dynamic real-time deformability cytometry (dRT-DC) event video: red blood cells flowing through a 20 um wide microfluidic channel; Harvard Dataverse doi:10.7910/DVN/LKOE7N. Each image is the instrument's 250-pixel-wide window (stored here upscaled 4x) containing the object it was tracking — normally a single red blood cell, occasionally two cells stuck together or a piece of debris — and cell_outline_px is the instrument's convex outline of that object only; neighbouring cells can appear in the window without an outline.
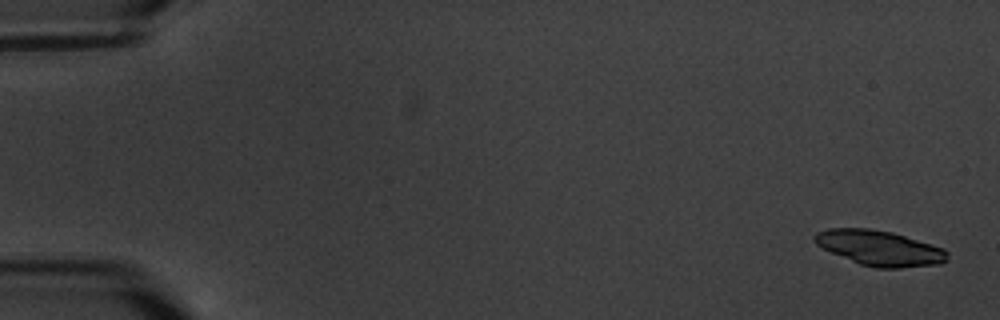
{"species": "common noctule bat (a hibernating species)", "species_latin": "Nyctalus noctula", "temperature_condition": "warm", "stored_images_in_passage": 16, "camera_frame_rate_fps": 3000, "um_per_image_px": 0.085, "animal": {"sex": "male", "body_mass_g": 20.1, "forearm_length_mm": 53.5}, "frame": {"image": 1, "passage_image": 1, "time_ms": 0.0, "image_size_px": [1000, 320], "cell_outline_px": [[948, 260], [940, 264], [900, 268], [876, 268], [860, 264], [832, 252], [816, 244], [812, 240], [812, 236], [816, 232], [828, 228], [868, 228], [892, 232], [944, 248], [948, 252]], "centroid_in_image_um": [74.77, 21.08], "position_along_channel_um": 10.2, "area_um2": 27.22}}
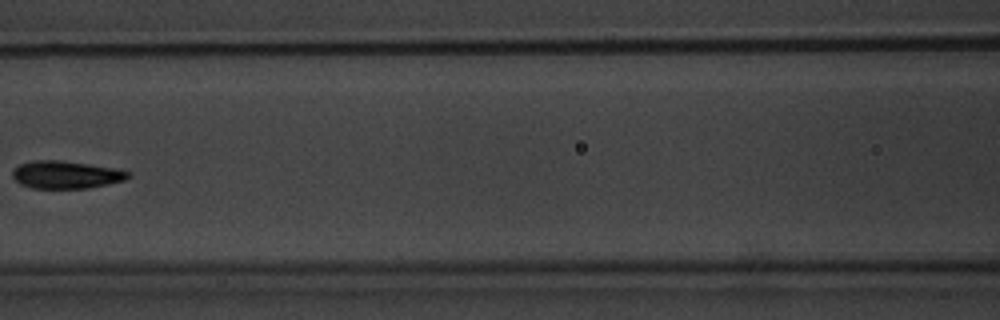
{"frame": {"image": 2, "passage_image": 8, "time_ms": 9.0, "image_size_px": [1000, 320], "cell_outline_px": [[132, 176], [124, 180], [108, 184], [88, 188], [32, 188], [20, 184], [12, 176], [12, 172], [20, 164], [32, 160], [60, 160], [88, 164], [112, 168], [128, 172]], "centroid_in_image_um": [5.59, 14.85], "position_along_channel_um": 161.0, "area_um2": 18.44}}
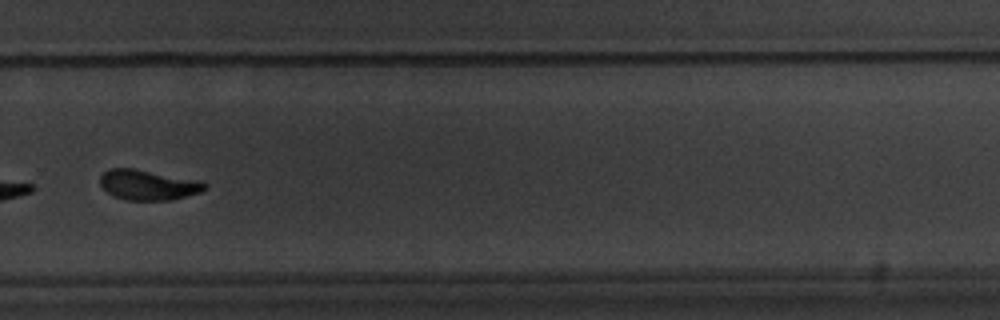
{"frame": {"image": 3, "passage_image": 12, "time_ms": 13.667, "image_size_px": [1000, 320], "cell_outline_px": [[208, 188], [200, 192], [172, 200], [128, 200], [112, 196], [100, 184], [100, 176], [108, 168], [132, 168], [200, 180], [208, 184]], "centroid_in_image_um": [12.61, 15.71], "position_along_channel_um": 317.2, "area_um2": 18.5}, "authors_computed_cell_mechanics": {"area_um2": 23.4668, "velocity_mm_per_s": 3.3538, "shape_relaxation_time_tau1_ms": 1.5847, "shape_relaxation_time_tau2_ms": 1.1788, "deformation_change_tau1": 0.0947, "deformation_change_tau2": 0.0442}}